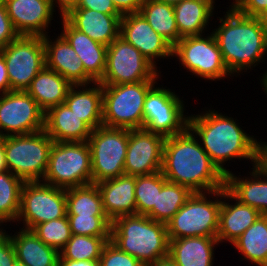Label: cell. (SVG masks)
I'll list each match as a JSON object with an SVG mask.
<instances>
[{
	"label": "cell",
	"instance_id": "6da1fadb",
	"mask_svg": "<svg viewBox=\"0 0 267 266\" xmlns=\"http://www.w3.org/2000/svg\"><path fill=\"white\" fill-rule=\"evenodd\" d=\"M161 172L167 181L187 187L193 193L225 188L226 175L211 161L189 127L166 137Z\"/></svg>",
	"mask_w": 267,
	"mask_h": 266
},
{
	"label": "cell",
	"instance_id": "7a4b0ae2",
	"mask_svg": "<svg viewBox=\"0 0 267 266\" xmlns=\"http://www.w3.org/2000/svg\"><path fill=\"white\" fill-rule=\"evenodd\" d=\"M218 112L210 108L188 117V127L199 138L211 161L225 175L230 172L224 167L227 161L249 160L256 166L261 141L246 133L237 119Z\"/></svg>",
	"mask_w": 267,
	"mask_h": 266
},
{
	"label": "cell",
	"instance_id": "3957f363",
	"mask_svg": "<svg viewBox=\"0 0 267 266\" xmlns=\"http://www.w3.org/2000/svg\"><path fill=\"white\" fill-rule=\"evenodd\" d=\"M224 13L223 17H217L219 25L211 33L229 72L234 76L243 75L260 62L265 63L267 30L258 17L245 16L231 5Z\"/></svg>",
	"mask_w": 267,
	"mask_h": 266
},
{
	"label": "cell",
	"instance_id": "277c9868",
	"mask_svg": "<svg viewBox=\"0 0 267 266\" xmlns=\"http://www.w3.org/2000/svg\"><path fill=\"white\" fill-rule=\"evenodd\" d=\"M110 241L145 266L169 254L170 240L166 224L145 215L115 218L111 225Z\"/></svg>",
	"mask_w": 267,
	"mask_h": 266
},
{
	"label": "cell",
	"instance_id": "5b68a950",
	"mask_svg": "<svg viewBox=\"0 0 267 266\" xmlns=\"http://www.w3.org/2000/svg\"><path fill=\"white\" fill-rule=\"evenodd\" d=\"M220 208L221 189L193 193L166 223L169 239L217 237Z\"/></svg>",
	"mask_w": 267,
	"mask_h": 266
},
{
	"label": "cell",
	"instance_id": "8992f818",
	"mask_svg": "<svg viewBox=\"0 0 267 266\" xmlns=\"http://www.w3.org/2000/svg\"><path fill=\"white\" fill-rule=\"evenodd\" d=\"M157 81L102 85L103 125L122 129L143 128V107L148 91Z\"/></svg>",
	"mask_w": 267,
	"mask_h": 266
},
{
	"label": "cell",
	"instance_id": "52a82bcc",
	"mask_svg": "<svg viewBox=\"0 0 267 266\" xmlns=\"http://www.w3.org/2000/svg\"><path fill=\"white\" fill-rule=\"evenodd\" d=\"M53 142L45 130L4 137L7 170L24 182L42 181Z\"/></svg>",
	"mask_w": 267,
	"mask_h": 266
},
{
	"label": "cell",
	"instance_id": "ba28073f",
	"mask_svg": "<svg viewBox=\"0 0 267 266\" xmlns=\"http://www.w3.org/2000/svg\"><path fill=\"white\" fill-rule=\"evenodd\" d=\"M42 182L68 189L92 184L90 148L85 142H53Z\"/></svg>",
	"mask_w": 267,
	"mask_h": 266
},
{
	"label": "cell",
	"instance_id": "9c48e42d",
	"mask_svg": "<svg viewBox=\"0 0 267 266\" xmlns=\"http://www.w3.org/2000/svg\"><path fill=\"white\" fill-rule=\"evenodd\" d=\"M172 57H175L187 72L192 76L204 80L219 81L231 77L227 69L220 48L214 35H198L182 37L172 49Z\"/></svg>",
	"mask_w": 267,
	"mask_h": 266
},
{
	"label": "cell",
	"instance_id": "30bf717a",
	"mask_svg": "<svg viewBox=\"0 0 267 266\" xmlns=\"http://www.w3.org/2000/svg\"><path fill=\"white\" fill-rule=\"evenodd\" d=\"M129 129L99 126L87 140L91 153L92 184L125 175Z\"/></svg>",
	"mask_w": 267,
	"mask_h": 266
},
{
	"label": "cell",
	"instance_id": "8fae6325",
	"mask_svg": "<svg viewBox=\"0 0 267 266\" xmlns=\"http://www.w3.org/2000/svg\"><path fill=\"white\" fill-rule=\"evenodd\" d=\"M161 76V71L138 49L119 36L107 48L106 69L99 83L117 85L157 81Z\"/></svg>",
	"mask_w": 267,
	"mask_h": 266
},
{
	"label": "cell",
	"instance_id": "7c38bea8",
	"mask_svg": "<svg viewBox=\"0 0 267 266\" xmlns=\"http://www.w3.org/2000/svg\"><path fill=\"white\" fill-rule=\"evenodd\" d=\"M163 85H154L144 101L143 129L164 137L182 133L188 127L185 104L179 94Z\"/></svg>",
	"mask_w": 267,
	"mask_h": 266
},
{
	"label": "cell",
	"instance_id": "4fadbf2b",
	"mask_svg": "<svg viewBox=\"0 0 267 266\" xmlns=\"http://www.w3.org/2000/svg\"><path fill=\"white\" fill-rule=\"evenodd\" d=\"M67 215L66 189L42 181L25 182L21 190L17 222L24 229ZM22 222V223H21Z\"/></svg>",
	"mask_w": 267,
	"mask_h": 266
},
{
	"label": "cell",
	"instance_id": "5bb4252c",
	"mask_svg": "<svg viewBox=\"0 0 267 266\" xmlns=\"http://www.w3.org/2000/svg\"><path fill=\"white\" fill-rule=\"evenodd\" d=\"M10 82V91H26L45 66L43 36L19 35L0 50Z\"/></svg>",
	"mask_w": 267,
	"mask_h": 266
},
{
	"label": "cell",
	"instance_id": "9a60e30c",
	"mask_svg": "<svg viewBox=\"0 0 267 266\" xmlns=\"http://www.w3.org/2000/svg\"><path fill=\"white\" fill-rule=\"evenodd\" d=\"M45 128V112L26 91L0 95V137L36 133Z\"/></svg>",
	"mask_w": 267,
	"mask_h": 266
},
{
	"label": "cell",
	"instance_id": "2e32d148",
	"mask_svg": "<svg viewBox=\"0 0 267 266\" xmlns=\"http://www.w3.org/2000/svg\"><path fill=\"white\" fill-rule=\"evenodd\" d=\"M165 139L166 137L143 128L129 130L125 175L142 176L160 172Z\"/></svg>",
	"mask_w": 267,
	"mask_h": 266
},
{
	"label": "cell",
	"instance_id": "e0dca14e",
	"mask_svg": "<svg viewBox=\"0 0 267 266\" xmlns=\"http://www.w3.org/2000/svg\"><path fill=\"white\" fill-rule=\"evenodd\" d=\"M120 37L138 49L156 68V61L173 59V47L154 31L140 13L121 17Z\"/></svg>",
	"mask_w": 267,
	"mask_h": 266
},
{
	"label": "cell",
	"instance_id": "ac0fdd59",
	"mask_svg": "<svg viewBox=\"0 0 267 266\" xmlns=\"http://www.w3.org/2000/svg\"><path fill=\"white\" fill-rule=\"evenodd\" d=\"M5 8L19 35L45 36L54 20L53 0H6Z\"/></svg>",
	"mask_w": 267,
	"mask_h": 266
},
{
	"label": "cell",
	"instance_id": "d6986e66",
	"mask_svg": "<svg viewBox=\"0 0 267 266\" xmlns=\"http://www.w3.org/2000/svg\"><path fill=\"white\" fill-rule=\"evenodd\" d=\"M55 39V40H54ZM53 41L50 35L43 36L45 47V66L59 73L72 85H87L95 81L85 72L80 58L68 41L56 35Z\"/></svg>",
	"mask_w": 267,
	"mask_h": 266
},
{
	"label": "cell",
	"instance_id": "ffe728a7",
	"mask_svg": "<svg viewBox=\"0 0 267 266\" xmlns=\"http://www.w3.org/2000/svg\"><path fill=\"white\" fill-rule=\"evenodd\" d=\"M62 17L94 41L109 46L120 36L122 15H109L86 8H71Z\"/></svg>",
	"mask_w": 267,
	"mask_h": 266
},
{
	"label": "cell",
	"instance_id": "44dd1931",
	"mask_svg": "<svg viewBox=\"0 0 267 266\" xmlns=\"http://www.w3.org/2000/svg\"><path fill=\"white\" fill-rule=\"evenodd\" d=\"M233 201L234 203H232ZM261 215L257 209L238 201L226 188L221 189V208L217 231L219 243L226 241V243L232 244Z\"/></svg>",
	"mask_w": 267,
	"mask_h": 266
},
{
	"label": "cell",
	"instance_id": "7402d4cb",
	"mask_svg": "<svg viewBox=\"0 0 267 266\" xmlns=\"http://www.w3.org/2000/svg\"><path fill=\"white\" fill-rule=\"evenodd\" d=\"M61 35L68 41L80 58L85 72L95 81L99 82L106 69L107 48L91 39L86 34L72 27L61 16Z\"/></svg>",
	"mask_w": 267,
	"mask_h": 266
},
{
	"label": "cell",
	"instance_id": "603a6c76",
	"mask_svg": "<svg viewBox=\"0 0 267 266\" xmlns=\"http://www.w3.org/2000/svg\"><path fill=\"white\" fill-rule=\"evenodd\" d=\"M102 195L103 210L113 221L124 215H135V176L122 175L97 183Z\"/></svg>",
	"mask_w": 267,
	"mask_h": 266
},
{
	"label": "cell",
	"instance_id": "cb8c5ba5",
	"mask_svg": "<svg viewBox=\"0 0 267 266\" xmlns=\"http://www.w3.org/2000/svg\"><path fill=\"white\" fill-rule=\"evenodd\" d=\"M251 169L247 177L230 171L226 175L225 188L241 203L267 215V174L258 165Z\"/></svg>",
	"mask_w": 267,
	"mask_h": 266
},
{
	"label": "cell",
	"instance_id": "d4e9b609",
	"mask_svg": "<svg viewBox=\"0 0 267 266\" xmlns=\"http://www.w3.org/2000/svg\"><path fill=\"white\" fill-rule=\"evenodd\" d=\"M44 130L54 142H85L93 131L65 103L45 113Z\"/></svg>",
	"mask_w": 267,
	"mask_h": 266
},
{
	"label": "cell",
	"instance_id": "484cf974",
	"mask_svg": "<svg viewBox=\"0 0 267 266\" xmlns=\"http://www.w3.org/2000/svg\"><path fill=\"white\" fill-rule=\"evenodd\" d=\"M169 257L177 266H213L217 237L169 239Z\"/></svg>",
	"mask_w": 267,
	"mask_h": 266
},
{
	"label": "cell",
	"instance_id": "4316f807",
	"mask_svg": "<svg viewBox=\"0 0 267 266\" xmlns=\"http://www.w3.org/2000/svg\"><path fill=\"white\" fill-rule=\"evenodd\" d=\"M64 103L92 130L103 125V92L101 83L72 85L68 90Z\"/></svg>",
	"mask_w": 267,
	"mask_h": 266
},
{
	"label": "cell",
	"instance_id": "83f0119b",
	"mask_svg": "<svg viewBox=\"0 0 267 266\" xmlns=\"http://www.w3.org/2000/svg\"><path fill=\"white\" fill-rule=\"evenodd\" d=\"M215 3V0H182L173 5L179 36L204 35L214 17Z\"/></svg>",
	"mask_w": 267,
	"mask_h": 266
},
{
	"label": "cell",
	"instance_id": "f1b7e54d",
	"mask_svg": "<svg viewBox=\"0 0 267 266\" xmlns=\"http://www.w3.org/2000/svg\"><path fill=\"white\" fill-rule=\"evenodd\" d=\"M70 84L56 71L44 68L32 79L26 92L46 113L50 108L65 102Z\"/></svg>",
	"mask_w": 267,
	"mask_h": 266
},
{
	"label": "cell",
	"instance_id": "f546056e",
	"mask_svg": "<svg viewBox=\"0 0 267 266\" xmlns=\"http://www.w3.org/2000/svg\"><path fill=\"white\" fill-rule=\"evenodd\" d=\"M8 233L15 248L16 258L27 266H58L59 252L43 243L31 230Z\"/></svg>",
	"mask_w": 267,
	"mask_h": 266
},
{
	"label": "cell",
	"instance_id": "4dcf8cb0",
	"mask_svg": "<svg viewBox=\"0 0 267 266\" xmlns=\"http://www.w3.org/2000/svg\"><path fill=\"white\" fill-rule=\"evenodd\" d=\"M231 245H234L245 261L267 266V215H261Z\"/></svg>",
	"mask_w": 267,
	"mask_h": 266
},
{
	"label": "cell",
	"instance_id": "1f68e13d",
	"mask_svg": "<svg viewBox=\"0 0 267 266\" xmlns=\"http://www.w3.org/2000/svg\"><path fill=\"white\" fill-rule=\"evenodd\" d=\"M139 13L150 26L163 37L172 47L181 39L171 4L156 0H145Z\"/></svg>",
	"mask_w": 267,
	"mask_h": 266
},
{
	"label": "cell",
	"instance_id": "d6a6232c",
	"mask_svg": "<svg viewBox=\"0 0 267 266\" xmlns=\"http://www.w3.org/2000/svg\"><path fill=\"white\" fill-rule=\"evenodd\" d=\"M67 215L106 216L97 184L66 189Z\"/></svg>",
	"mask_w": 267,
	"mask_h": 266
},
{
	"label": "cell",
	"instance_id": "836d02e7",
	"mask_svg": "<svg viewBox=\"0 0 267 266\" xmlns=\"http://www.w3.org/2000/svg\"><path fill=\"white\" fill-rule=\"evenodd\" d=\"M192 194L187 187L166 181L158 192L157 206L147 216L166 224Z\"/></svg>",
	"mask_w": 267,
	"mask_h": 266
},
{
	"label": "cell",
	"instance_id": "e575fe53",
	"mask_svg": "<svg viewBox=\"0 0 267 266\" xmlns=\"http://www.w3.org/2000/svg\"><path fill=\"white\" fill-rule=\"evenodd\" d=\"M24 183L8 170L0 173V219L10 223L16 222Z\"/></svg>",
	"mask_w": 267,
	"mask_h": 266
},
{
	"label": "cell",
	"instance_id": "d590c367",
	"mask_svg": "<svg viewBox=\"0 0 267 266\" xmlns=\"http://www.w3.org/2000/svg\"><path fill=\"white\" fill-rule=\"evenodd\" d=\"M111 237H94L74 235L68 240L65 247L59 252L63 259L85 261L100 260L104 246Z\"/></svg>",
	"mask_w": 267,
	"mask_h": 266
},
{
	"label": "cell",
	"instance_id": "8d00e7d4",
	"mask_svg": "<svg viewBox=\"0 0 267 266\" xmlns=\"http://www.w3.org/2000/svg\"><path fill=\"white\" fill-rule=\"evenodd\" d=\"M167 181L162 172L135 176L136 213L147 216L157 206L158 192Z\"/></svg>",
	"mask_w": 267,
	"mask_h": 266
},
{
	"label": "cell",
	"instance_id": "74e56055",
	"mask_svg": "<svg viewBox=\"0 0 267 266\" xmlns=\"http://www.w3.org/2000/svg\"><path fill=\"white\" fill-rule=\"evenodd\" d=\"M31 231L46 245L60 252L72 237L67 215L35 225Z\"/></svg>",
	"mask_w": 267,
	"mask_h": 266
},
{
	"label": "cell",
	"instance_id": "f35d334b",
	"mask_svg": "<svg viewBox=\"0 0 267 266\" xmlns=\"http://www.w3.org/2000/svg\"><path fill=\"white\" fill-rule=\"evenodd\" d=\"M74 235L111 237L112 221L107 216L67 215Z\"/></svg>",
	"mask_w": 267,
	"mask_h": 266
},
{
	"label": "cell",
	"instance_id": "ab89813d",
	"mask_svg": "<svg viewBox=\"0 0 267 266\" xmlns=\"http://www.w3.org/2000/svg\"><path fill=\"white\" fill-rule=\"evenodd\" d=\"M99 266H145L142 262L121 251L111 241L104 246L99 260Z\"/></svg>",
	"mask_w": 267,
	"mask_h": 266
},
{
	"label": "cell",
	"instance_id": "60d3db41",
	"mask_svg": "<svg viewBox=\"0 0 267 266\" xmlns=\"http://www.w3.org/2000/svg\"><path fill=\"white\" fill-rule=\"evenodd\" d=\"M230 5L245 16L259 17L267 8V0H233Z\"/></svg>",
	"mask_w": 267,
	"mask_h": 266
},
{
	"label": "cell",
	"instance_id": "b9f144b4",
	"mask_svg": "<svg viewBox=\"0 0 267 266\" xmlns=\"http://www.w3.org/2000/svg\"><path fill=\"white\" fill-rule=\"evenodd\" d=\"M19 34L15 31L5 7H0V50L15 40Z\"/></svg>",
	"mask_w": 267,
	"mask_h": 266
},
{
	"label": "cell",
	"instance_id": "7bdbcfd3",
	"mask_svg": "<svg viewBox=\"0 0 267 266\" xmlns=\"http://www.w3.org/2000/svg\"><path fill=\"white\" fill-rule=\"evenodd\" d=\"M73 8H86L109 15H121L115 8L112 0H79Z\"/></svg>",
	"mask_w": 267,
	"mask_h": 266
},
{
	"label": "cell",
	"instance_id": "ee69618b",
	"mask_svg": "<svg viewBox=\"0 0 267 266\" xmlns=\"http://www.w3.org/2000/svg\"><path fill=\"white\" fill-rule=\"evenodd\" d=\"M16 252L12 240L7 236L0 242V266H13Z\"/></svg>",
	"mask_w": 267,
	"mask_h": 266
},
{
	"label": "cell",
	"instance_id": "f6af8a7d",
	"mask_svg": "<svg viewBox=\"0 0 267 266\" xmlns=\"http://www.w3.org/2000/svg\"><path fill=\"white\" fill-rule=\"evenodd\" d=\"M145 0H112L117 11L123 16L126 14L139 13Z\"/></svg>",
	"mask_w": 267,
	"mask_h": 266
},
{
	"label": "cell",
	"instance_id": "bcb514c9",
	"mask_svg": "<svg viewBox=\"0 0 267 266\" xmlns=\"http://www.w3.org/2000/svg\"><path fill=\"white\" fill-rule=\"evenodd\" d=\"M10 91V82L3 55L0 53V95Z\"/></svg>",
	"mask_w": 267,
	"mask_h": 266
},
{
	"label": "cell",
	"instance_id": "7dc6e473",
	"mask_svg": "<svg viewBox=\"0 0 267 266\" xmlns=\"http://www.w3.org/2000/svg\"><path fill=\"white\" fill-rule=\"evenodd\" d=\"M58 266H99V261H96V260H85V261L69 260V259H63L59 255Z\"/></svg>",
	"mask_w": 267,
	"mask_h": 266
},
{
	"label": "cell",
	"instance_id": "c3c4849f",
	"mask_svg": "<svg viewBox=\"0 0 267 266\" xmlns=\"http://www.w3.org/2000/svg\"><path fill=\"white\" fill-rule=\"evenodd\" d=\"M257 165L267 174V142H260Z\"/></svg>",
	"mask_w": 267,
	"mask_h": 266
},
{
	"label": "cell",
	"instance_id": "681fc988",
	"mask_svg": "<svg viewBox=\"0 0 267 266\" xmlns=\"http://www.w3.org/2000/svg\"><path fill=\"white\" fill-rule=\"evenodd\" d=\"M78 2H79V0H53V4H54L55 9H56V7L59 8V11H58L59 15H60L59 17L64 15L69 9L76 6Z\"/></svg>",
	"mask_w": 267,
	"mask_h": 266
},
{
	"label": "cell",
	"instance_id": "f907efd6",
	"mask_svg": "<svg viewBox=\"0 0 267 266\" xmlns=\"http://www.w3.org/2000/svg\"><path fill=\"white\" fill-rule=\"evenodd\" d=\"M7 171L4 152V137H0V173Z\"/></svg>",
	"mask_w": 267,
	"mask_h": 266
},
{
	"label": "cell",
	"instance_id": "816d5d0a",
	"mask_svg": "<svg viewBox=\"0 0 267 266\" xmlns=\"http://www.w3.org/2000/svg\"><path fill=\"white\" fill-rule=\"evenodd\" d=\"M148 266H177V264L168 255L149 264Z\"/></svg>",
	"mask_w": 267,
	"mask_h": 266
},
{
	"label": "cell",
	"instance_id": "f5cc1de1",
	"mask_svg": "<svg viewBox=\"0 0 267 266\" xmlns=\"http://www.w3.org/2000/svg\"><path fill=\"white\" fill-rule=\"evenodd\" d=\"M3 223H7V222L3 219H0V242L8 236V232L2 228Z\"/></svg>",
	"mask_w": 267,
	"mask_h": 266
},
{
	"label": "cell",
	"instance_id": "db71d44e",
	"mask_svg": "<svg viewBox=\"0 0 267 266\" xmlns=\"http://www.w3.org/2000/svg\"><path fill=\"white\" fill-rule=\"evenodd\" d=\"M260 83H261V87H263L262 89H264V92L266 94L267 97V70L265 71V73L263 74V76H261L260 78Z\"/></svg>",
	"mask_w": 267,
	"mask_h": 266
},
{
	"label": "cell",
	"instance_id": "11a10c76",
	"mask_svg": "<svg viewBox=\"0 0 267 266\" xmlns=\"http://www.w3.org/2000/svg\"><path fill=\"white\" fill-rule=\"evenodd\" d=\"M267 30V8L258 17Z\"/></svg>",
	"mask_w": 267,
	"mask_h": 266
},
{
	"label": "cell",
	"instance_id": "9f6ffc18",
	"mask_svg": "<svg viewBox=\"0 0 267 266\" xmlns=\"http://www.w3.org/2000/svg\"><path fill=\"white\" fill-rule=\"evenodd\" d=\"M156 1L167 3V4H171V5H175L177 3H180L182 0H156Z\"/></svg>",
	"mask_w": 267,
	"mask_h": 266
},
{
	"label": "cell",
	"instance_id": "6f0895ef",
	"mask_svg": "<svg viewBox=\"0 0 267 266\" xmlns=\"http://www.w3.org/2000/svg\"><path fill=\"white\" fill-rule=\"evenodd\" d=\"M13 266H27V265L16 258V260L14 261Z\"/></svg>",
	"mask_w": 267,
	"mask_h": 266
},
{
	"label": "cell",
	"instance_id": "680465c9",
	"mask_svg": "<svg viewBox=\"0 0 267 266\" xmlns=\"http://www.w3.org/2000/svg\"><path fill=\"white\" fill-rule=\"evenodd\" d=\"M6 0H0V7H5Z\"/></svg>",
	"mask_w": 267,
	"mask_h": 266
}]
</instances>
